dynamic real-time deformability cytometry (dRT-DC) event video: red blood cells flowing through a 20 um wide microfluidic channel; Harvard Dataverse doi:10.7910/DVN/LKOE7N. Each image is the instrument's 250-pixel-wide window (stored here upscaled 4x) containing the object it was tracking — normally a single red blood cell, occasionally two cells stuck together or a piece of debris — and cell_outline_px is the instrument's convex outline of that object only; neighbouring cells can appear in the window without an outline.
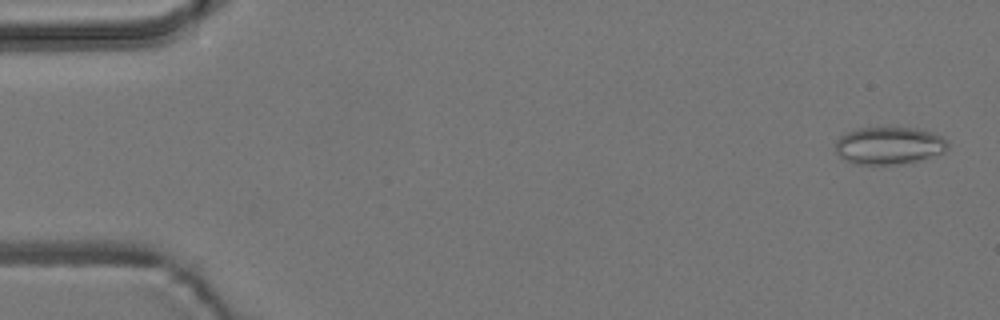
{"species": "common noctule bat (a hibernating species)", "species_latin": "Nyctalus noctula", "temperature_condition": "room temperature", "stored_images_in_passage": 9, "camera_frame_rate_fps": 3000, "um_per_image_px": 0.085, "animal": {"sex": "male", "body_mass_g": 19.2, "forearm_length_mm": 51.8}, "frame": {"image": 1, "passage_image": 1, "time_ms": 0.0, "image_size_px": [1000, 320], "cell_outline_px": [[948, 148], [944, 152], [904, 164], [852, 164], [844, 160], [836, 152], [836, 140], [840, 136], [856, 128], [920, 128], [940, 136], [948, 144]], "centroid_in_image_um": [75.53, 12.38], "position_along_channel_um": 9.5, "area_um2": 24.39}}
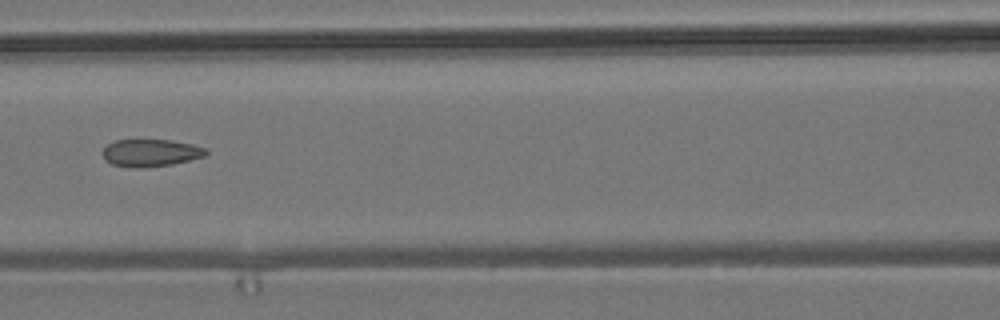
{"frame": {"image": 2, "passage_image": 7, "time_ms": 7.333, "image_size_px": [1000, 320], "cell_outline_px": [[208, 152], [204, 156], [172, 164], [132, 168], [112, 164], [104, 160], [100, 152], [108, 144], [116, 140], [172, 140], [192, 144], [208, 148]], "centroid_in_image_um": [12.78, 12.98], "position_along_channel_um": 153.8, "area_um2": 16.47}}
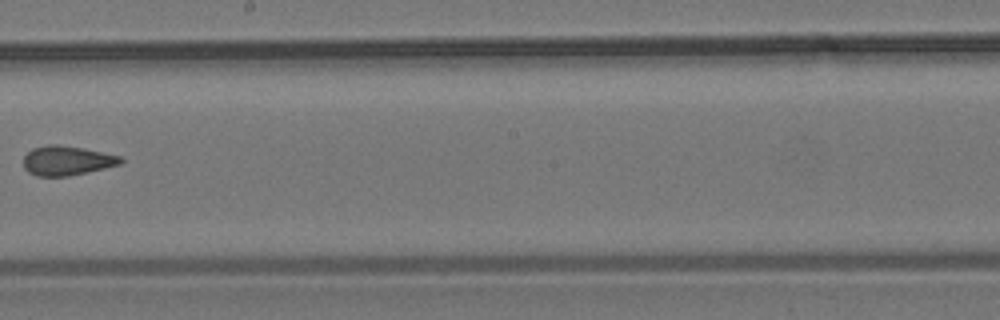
{"frame": {"image": 3, "passage_image": 9, "time_ms": 9.667, "image_size_px": [1000, 320], "cell_outline_px": [[124, 160], [120, 164], [104, 168], [68, 176], [36, 176], [28, 172], [24, 168], [24, 156], [32, 148], [48, 144], [56, 144], [80, 148], [120, 156]], "centroid_in_image_um": [5.64, 13.65], "position_along_channel_um": 242.6, "area_um2": 16.47}}